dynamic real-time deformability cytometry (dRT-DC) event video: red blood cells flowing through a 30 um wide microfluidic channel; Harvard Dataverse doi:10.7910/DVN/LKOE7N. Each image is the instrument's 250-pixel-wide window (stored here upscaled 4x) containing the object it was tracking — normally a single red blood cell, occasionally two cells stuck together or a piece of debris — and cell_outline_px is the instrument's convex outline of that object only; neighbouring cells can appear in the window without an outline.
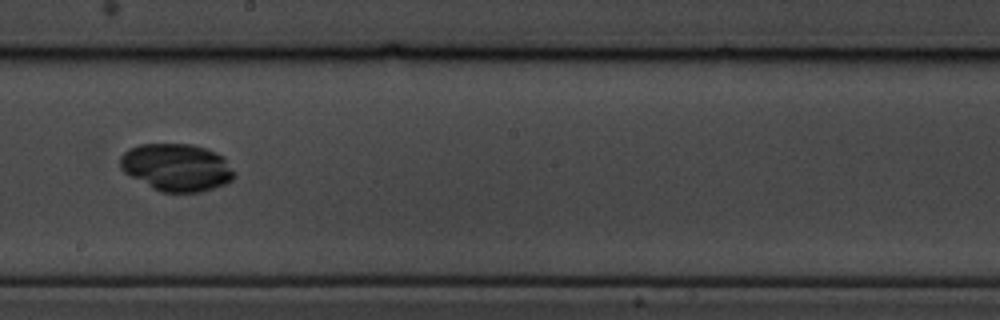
{"species": "common noctule bat (a hibernating species)", "species_latin": "Nyctalus noctula", "temperature_condition": "cold", "stored_images_in_passage": 8, "camera_frame_rate_fps": 3000, "um_per_image_px": 0.085, "animal": {"sex": "male", "body_mass_g": 19.5, "forearm_length_mm": 54.6}, "frame": {"image": 1, "passage_image": 6, "time_ms": 6.667, "image_size_px": [1000, 320], "cell_outline_px": [[236, 176], [232, 180], [224, 184], [200, 192], [160, 192], [152, 188], [124, 172], [120, 168], [120, 156], [128, 148], [140, 144], [192, 144], [216, 152], [224, 156]], "centroid_in_image_um": [15.0, 14.22], "position_along_channel_um": 233.2, "area_um2": 31.56}}